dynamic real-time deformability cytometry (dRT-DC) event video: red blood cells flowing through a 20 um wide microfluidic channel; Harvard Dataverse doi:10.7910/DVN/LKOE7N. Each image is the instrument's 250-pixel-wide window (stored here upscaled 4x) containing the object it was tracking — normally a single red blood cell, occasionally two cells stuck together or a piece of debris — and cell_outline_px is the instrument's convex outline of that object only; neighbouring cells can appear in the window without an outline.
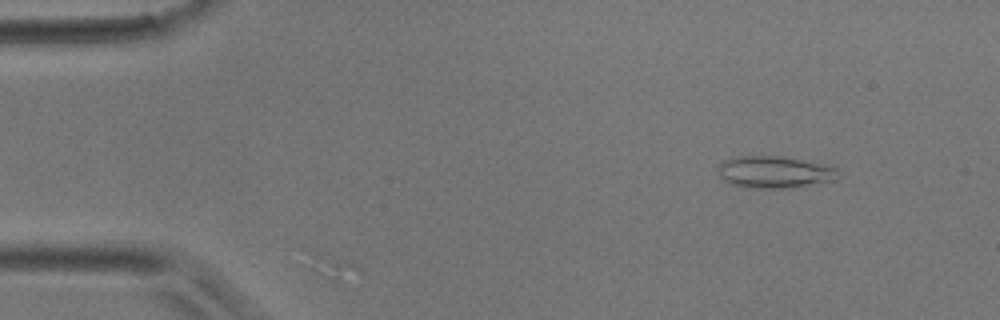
{"species": "common noctule bat (a hibernating species)", "species_latin": "Nyctalus noctula", "temperature_condition": "room temperature", "stored_images_in_passage": 3, "camera_frame_rate_fps": 3000, "um_per_image_px": 0.085, "animal": {"sex": "male", "body_mass_g": 17.9}, "frame": {"image": 1, "passage_image": 1, "time_ms": 0.0, "image_size_px": [1000, 320], "cell_outline_px": [[840, 176], [836, 180], [792, 188], [748, 188], [732, 184], [724, 180], [720, 176], [720, 164], [724, 160], [736, 156], [784, 156], [836, 164]], "centroid_in_image_um": [65.98, 14.61], "position_along_channel_um": 19.0, "area_um2": 23.06}}